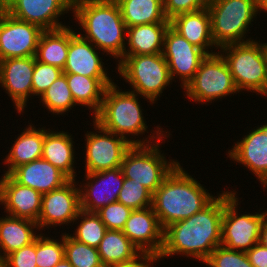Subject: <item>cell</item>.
I'll return each instance as SVG.
<instances>
[{
    "mask_svg": "<svg viewBox=\"0 0 267 267\" xmlns=\"http://www.w3.org/2000/svg\"><path fill=\"white\" fill-rule=\"evenodd\" d=\"M119 75L147 102L155 103L164 89L172 82L168 64L162 53L124 55L117 61Z\"/></svg>",
    "mask_w": 267,
    "mask_h": 267,
    "instance_id": "6",
    "label": "cell"
},
{
    "mask_svg": "<svg viewBox=\"0 0 267 267\" xmlns=\"http://www.w3.org/2000/svg\"><path fill=\"white\" fill-rule=\"evenodd\" d=\"M235 190L224 191V213L221 221V245L230 250L247 252L259 243L261 223L267 216L262 213L240 214ZM239 215V216H238Z\"/></svg>",
    "mask_w": 267,
    "mask_h": 267,
    "instance_id": "10",
    "label": "cell"
},
{
    "mask_svg": "<svg viewBox=\"0 0 267 267\" xmlns=\"http://www.w3.org/2000/svg\"><path fill=\"white\" fill-rule=\"evenodd\" d=\"M158 260H159L158 256L154 254L141 253L139 256H137L135 259L131 261L120 263L110 267H151L152 264Z\"/></svg>",
    "mask_w": 267,
    "mask_h": 267,
    "instance_id": "43",
    "label": "cell"
},
{
    "mask_svg": "<svg viewBox=\"0 0 267 267\" xmlns=\"http://www.w3.org/2000/svg\"><path fill=\"white\" fill-rule=\"evenodd\" d=\"M35 56L0 60V85L14 103L17 113L24 112L33 96L32 77Z\"/></svg>",
    "mask_w": 267,
    "mask_h": 267,
    "instance_id": "16",
    "label": "cell"
},
{
    "mask_svg": "<svg viewBox=\"0 0 267 267\" xmlns=\"http://www.w3.org/2000/svg\"><path fill=\"white\" fill-rule=\"evenodd\" d=\"M162 55L168 64L171 79L179 76L181 88L194 77L201 61L207 56L202 49L188 42L170 26L164 36Z\"/></svg>",
    "mask_w": 267,
    "mask_h": 267,
    "instance_id": "13",
    "label": "cell"
},
{
    "mask_svg": "<svg viewBox=\"0 0 267 267\" xmlns=\"http://www.w3.org/2000/svg\"><path fill=\"white\" fill-rule=\"evenodd\" d=\"M131 212L130 207L116 201L100 208L96 214L106 225L107 230H122Z\"/></svg>",
    "mask_w": 267,
    "mask_h": 267,
    "instance_id": "38",
    "label": "cell"
},
{
    "mask_svg": "<svg viewBox=\"0 0 267 267\" xmlns=\"http://www.w3.org/2000/svg\"><path fill=\"white\" fill-rule=\"evenodd\" d=\"M138 95V93L130 90H119L116 83L109 85L105 90L100 111L93 117L94 120L104 129L119 135L132 145H150L153 142L166 140L163 138H168L171 134L168 131L161 130L159 126H156L157 130H152V132H155L153 135H156L153 136L151 132L150 136H148L149 140L148 137H145V140L144 138L142 140L140 138L133 140L135 135H143L145 131L149 133L143 117V109H141L142 107L138 102ZM130 135L133 136L130 137L132 140L128 138Z\"/></svg>",
    "mask_w": 267,
    "mask_h": 267,
    "instance_id": "4",
    "label": "cell"
},
{
    "mask_svg": "<svg viewBox=\"0 0 267 267\" xmlns=\"http://www.w3.org/2000/svg\"><path fill=\"white\" fill-rule=\"evenodd\" d=\"M258 5H259V11L267 13V0H258Z\"/></svg>",
    "mask_w": 267,
    "mask_h": 267,
    "instance_id": "46",
    "label": "cell"
},
{
    "mask_svg": "<svg viewBox=\"0 0 267 267\" xmlns=\"http://www.w3.org/2000/svg\"><path fill=\"white\" fill-rule=\"evenodd\" d=\"M72 135L65 131L45 129L42 148V159L49 161L54 167L62 171L69 179L77 177L74 170V145Z\"/></svg>",
    "mask_w": 267,
    "mask_h": 267,
    "instance_id": "24",
    "label": "cell"
},
{
    "mask_svg": "<svg viewBox=\"0 0 267 267\" xmlns=\"http://www.w3.org/2000/svg\"><path fill=\"white\" fill-rule=\"evenodd\" d=\"M208 267H253L246 252L230 250L220 245L203 262Z\"/></svg>",
    "mask_w": 267,
    "mask_h": 267,
    "instance_id": "37",
    "label": "cell"
},
{
    "mask_svg": "<svg viewBox=\"0 0 267 267\" xmlns=\"http://www.w3.org/2000/svg\"><path fill=\"white\" fill-rule=\"evenodd\" d=\"M219 49L239 92L246 90L267 95V64L256 40L229 44Z\"/></svg>",
    "mask_w": 267,
    "mask_h": 267,
    "instance_id": "7",
    "label": "cell"
},
{
    "mask_svg": "<svg viewBox=\"0 0 267 267\" xmlns=\"http://www.w3.org/2000/svg\"><path fill=\"white\" fill-rule=\"evenodd\" d=\"M70 10L73 0H13L6 7L12 17L38 25L44 31L66 27L58 17Z\"/></svg>",
    "mask_w": 267,
    "mask_h": 267,
    "instance_id": "15",
    "label": "cell"
},
{
    "mask_svg": "<svg viewBox=\"0 0 267 267\" xmlns=\"http://www.w3.org/2000/svg\"><path fill=\"white\" fill-rule=\"evenodd\" d=\"M9 175L17 183L31 187L42 195L61 188L70 180L62 171L42 158L19 165Z\"/></svg>",
    "mask_w": 267,
    "mask_h": 267,
    "instance_id": "22",
    "label": "cell"
},
{
    "mask_svg": "<svg viewBox=\"0 0 267 267\" xmlns=\"http://www.w3.org/2000/svg\"><path fill=\"white\" fill-rule=\"evenodd\" d=\"M169 26L170 23H149L127 28L128 48L124 55L162 53L164 36Z\"/></svg>",
    "mask_w": 267,
    "mask_h": 267,
    "instance_id": "27",
    "label": "cell"
},
{
    "mask_svg": "<svg viewBox=\"0 0 267 267\" xmlns=\"http://www.w3.org/2000/svg\"><path fill=\"white\" fill-rule=\"evenodd\" d=\"M6 12V6L4 5V3L2 2V0H0V17Z\"/></svg>",
    "mask_w": 267,
    "mask_h": 267,
    "instance_id": "48",
    "label": "cell"
},
{
    "mask_svg": "<svg viewBox=\"0 0 267 267\" xmlns=\"http://www.w3.org/2000/svg\"><path fill=\"white\" fill-rule=\"evenodd\" d=\"M97 250L105 267L131 261L141 254L122 230H107Z\"/></svg>",
    "mask_w": 267,
    "mask_h": 267,
    "instance_id": "31",
    "label": "cell"
},
{
    "mask_svg": "<svg viewBox=\"0 0 267 267\" xmlns=\"http://www.w3.org/2000/svg\"><path fill=\"white\" fill-rule=\"evenodd\" d=\"M224 213V191L190 218L164 229L163 249L159 260L175 254L204 262L221 245V221Z\"/></svg>",
    "mask_w": 267,
    "mask_h": 267,
    "instance_id": "1",
    "label": "cell"
},
{
    "mask_svg": "<svg viewBox=\"0 0 267 267\" xmlns=\"http://www.w3.org/2000/svg\"><path fill=\"white\" fill-rule=\"evenodd\" d=\"M69 42L70 26L43 31L37 45L36 61L53 65L63 70L67 61Z\"/></svg>",
    "mask_w": 267,
    "mask_h": 267,
    "instance_id": "29",
    "label": "cell"
},
{
    "mask_svg": "<svg viewBox=\"0 0 267 267\" xmlns=\"http://www.w3.org/2000/svg\"><path fill=\"white\" fill-rule=\"evenodd\" d=\"M127 26L170 23L164 14L163 0H116Z\"/></svg>",
    "mask_w": 267,
    "mask_h": 267,
    "instance_id": "30",
    "label": "cell"
},
{
    "mask_svg": "<svg viewBox=\"0 0 267 267\" xmlns=\"http://www.w3.org/2000/svg\"><path fill=\"white\" fill-rule=\"evenodd\" d=\"M0 267H4V263L2 259H0Z\"/></svg>",
    "mask_w": 267,
    "mask_h": 267,
    "instance_id": "50",
    "label": "cell"
},
{
    "mask_svg": "<svg viewBox=\"0 0 267 267\" xmlns=\"http://www.w3.org/2000/svg\"><path fill=\"white\" fill-rule=\"evenodd\" d=\"M73 99L77 105L88 107L92 115L101 108L106 88L113 84L111 77H86L74 73H64Z\"/></svg>",
    "mask_w": 267,
    "mask_h": 267,
    "instance_id": "26",
    "label": "cell"
},
{
    "mask_svg": "<svg viewBox=\"0 0 267 267\" xmlns=\"http://www.w3.org/2000/svg\"><path fill=\"white\" fill-rule=\"evenodd\" d=\"M54 267H73L70 262L64 258L59 263H57Z\"/></svg>",
    "mask_w": 267,
    "mask_h": 267,
    "instance_id": "47",
    "label": "cell"
},
{
    "mask_svg": "<svg viewBox=\"0 0 267 267\" xmlns=\"http://www.w3.org/2000/svg\"><path fill=\"white\" fill-rule=\"evenodd\" d=\"M160 142L153 145H132L121 163L124 178L144 185L152 193L179 164L178 160H166L165 154H161L159 149Z\"/></svg>",
    "mask_w": 267,
    "mask_h": 267,
    "instance_id": "8",
    "label": "cell"
},
{
    "mask_svg": "<svg viewBox=\"0 0 267 267\" xmlns=\"http://www.w3.org/2000/svg\"><path fill=\"white\" fill-rule=\"evenodd\" d=\"M214 198L179 163L153 193L152 207L165 229L174 222L190 218Z\"/></svg>",
    "mask_w": 267,
    "mask_h": 267,
    "instance_id": "3",
    "label": "cell"
},
{
    "mask_svg": "<svg viewBox=\"0 0 267 267\" xmlns=\"http://www.w3.org/2000/svg\"><path fill=\"white\" fill-rule=\"evenodd\" d=\"M72 12L85 33L78 31L82 38L115 60L123 58L127 26L116 0H73Z\"/></svg>",
    "mask_w": 267,
    "mask_h": 267,
    "instance_id": "2",
    "label": "cell"
},
{
    "mask_svg": "<svg viewBox=\"0 0 267 267\" xmlns=\"http://www.w3.org/2000/svg\"><path fill=\"white\" fill-rule=\"evenodd\" d=\"M75 179H70L61 188L42 195L38 230L74 223L80 208V190Z\"/></svg>",
    "mask_w": 267,
    "mask_h": 267,
    "instance_id": "12",
    "label": "cell"
},
{
    "mask_svg": "<svg viewBox=\"0 0 267 267\" xmlns=\"http://www.w3.org/2000/svg\"><path fill=\"white\" fill-rule=\"evenodd\" d=\"M85 176V180L88 181L83 183V186L78 185L81 210L96 212L100 208L117 201L124 183L121 167L96 173H86Z\"/></svg>",
    "mask_w": 267,
    "mask_h": 267,
    "instance_id": "17",
    "label": "cell"
},
{
    "mask_svg": "<svg viewBox=\"0 0 267 267\" xmlns=\"http://www.w3.org/2000/svg\"><path fill=\"white\" fill-rule=\"evenodd\" d=\"M63 70L35 59L32 77L33 96L41 97L48 87L61 75Z\"/></svg>",
    "mask_w": 267,
    "mask_h": 267,
    "instance_id": "39",
    "label": "cell"
},
{
    "mask_svg": "<svg viewBox=\"0 0 267 267\" xmlns=\"http://www.w3.org/2000/svg\"><path fill=\"white\" fill-rule=\"evenodd\" d=\"M79 219L82 220L71 237L80 243L97 248L107 231L106 225L96 212L80 210L74 222Z\"/></svg>",
    "mask_w": 267,
    "mask_h": 267,
    "instance_id": "33",
    "label": "cell"
},
{
    "mask_svg": "<svg viewBox=\"0 0 267 267\" xmlns=\"http://www.w3.org/2000/svg\"><path fill=\"white\" fill-rule=\"evenodd\" d=\"M182 90H185L189 100L203 104L239 93L229 67L219 51L207 55L201 61L194 77Z\"/></svg>",
    "mask_w": 267,
    "mask_h": 267,
    "instance_id": "9",
    "label": "cell"
},
{
    "mask_svg": "<svg viewBox=\"0 0 267 267\" xmlns=\"http://www.w3.org/2000/svg\"><path fill=\"white\" fill-rule=\"evenodd\" d=\"M92 120L93 128L95 131H99L94 133L87 131L84 135L86 136L85 173H96L121 167L123 158L132 144L119 135L104 129L94 119Z\"/></svg>",
    "mask_w": 267,
    "mask_h": 267,
    "instance_id": "11",
    "label": "cell"
},
{
    "mask_svg": "<svg viewBox=\"0 0 267 267\" xmlns=\"http://www.w3.org/2000/svg\"><path fill=\"white\" fill-rule=\"evenodd\" d=\"M42 30L5 12L0 17V60L35 56Z\"/></svg>",
    "mask_w": 267,
    "mask_h": 267,
    "instance_id": "14",
    "label": "cell"
},
{
    "mask_svg": "<svg viewBox=\"0 0 267 267\" xmlns=\"http://www.w3.org/2000/svg\"><path fill=\"white\" fill-rule=\"evenodd\" d=\"M122 232L141 253L160 255L164 244V229L152 206L132 210Z\"/></svg>",
    "mask_w": 267,
    "mask_h": 267,
    "instance_id": "18",
    "label": "cell"
},
{
    "mask_svg": "<svg viewBox=\"0 0 267 267\" xmlns=\"http://www.w3.org/2000/svg\"><path fill=\"white\" fill-rule=\"evenodd\" d=\"M228 150L230 160L247 167L267 188V123L258 126Z\"/></svg>",
    "mask_w": 267,
    "mask_h": 267,
    "instance_id": "19",
    "label": "cell"
},
{
    "mask_svg": "<svg viewBox=\"0 0 267 267\" xmlns=\"http://www.w3.org/2000/svg\"><path fill=\"white\" fill-rule=\"evenodd\" d=\"M170 27L184 37L188 42L202 49L207 55L216 53L213 50L208 51L211 47H215L211 31V20L208 8L183 13L173 17Z\"/></svg>",
    "mask_w": 267,
    "mask_h": 267,
    "instance_id": "23",
    "label": "cell"
},
{
    "mask_svg": "<svg viewBox=\"0 0 267 267\" xmlns=\"http://www.w3.org/2000/svg\"><path fill=\"white\" fill-rule=\"evenodd\" d=\"M3 263L4 267H37L36 239L31 244L7 255Z\"/></svg>",
    "mask_w": 267,
    "mask_h": 267,
    "instance_id": "41",
    "label": "cell"
},
{
    "mask_svg": "<svg viewBox=\"0 0 267 267\" xmlns=\"http://www.w3.org/2000/svg\"><path fill=\"white\" fill-rule=\"evenodd\" d=\"M117 201L132 210L143 209L152 206L153 193L144 185L131 182L129 178H124Z\"/></svg>",
    "mask_w": 267,
    "mask_h": 267,
    "instance_id": "36",
    "label": "cell"
},
{
    "mask_svg": "<svg viewBox=\"0 0 267 267\" xmlns=\"http://www.w3.org/2000/svg\"><path fill=\"white\" fill-rule=\"evenodd\" d=\"M208 12L213 42L217 48L253 40L246 38L245 34L260 14L258 0H211Z\"/></svg>",
    "mask_w": 267,
    "mask_h": 267,
    "instance_id": "5",
    "label": "cell"
},
{
    "mask_svg": "<svg viewBox=\"0 0 267 267\" xmlns=\"http://www.w3.org/2000/svg\"><path fill=\"white\" fill-rule=\"evenodd\" d=\"M65 258L73 267H105L97 248L80 243L64 233Z\"/></svg>",
    "mask_w": 267,
    "mask_h": 267,
    "instance_id": "34",
    "label": "cell"
},
{
    "mask_svg": "<svg viewBox=\"0 0 267 267\" xmlns=\"http://www.w3.org/2000/svg\"><path fill=\"white\" fill-rule=\"evenodd\" d=\"M13 0H2L4 5L7 7Z\"/></svg>",
    "mask_w": 267,
    "mask_h": 267,
    "instance_id": "49",
    "label": "cell"
},
{
    "mask_svg": "<svg viewBox=\"0 0 267 267\" xmlns=\"http://www.w3.org/2000/svg\"><path fill=\"white\" fill-rule=\"evenodd\" d=\"M97 49L90 41L82 38L70 28V42L63 73H74L86 77H109L107 68Z\"/></svg>",
    "mask_w": 267,
    "mask_h": 267,
    "instance_id": "21",
    "label": "cell"
},
{
    "mask_svg": "<svg viewBox=\"0 0 267 267\" xmlns=\"http://www.w3.org/2000/svg\"><path fill=\"white\" fill-rule=\"evenodd\" d=\"M36 237V265L37 267H54L65 258L64 233L60 240L43 236Z\"/></svg>",
    "mask_w": 267,
    "mask_h": 267,
    "instance_id": "35",
    "label": "cell"
},
{
    "mask_svg": "<svg viewBox=\"0 0 267 267\" xmlns=\"http://www.w3.org/2000/svg\"><path fill=\"white\" fill-rule=\"evenodd\" d=\"M37 222L6 214L0 217V259L35 241ZM3 252V253H1ZM3 254V255H2Z\"/></svg>",
    "mask_w": 267,
    "mask_h": 267,
    "instance_id": "25",
    "label": "cell"
},
{
    "mask_svg": "<svg viewBox=\"0 0 267 267\" xmlns=\"http://www.w3.org/2000/svg\"><path fill=\"white\" fill-rule=\"evenodd\" d=\"M257 42H259L262 54H263L265 62L267 64V43H264V42L260 43V41H257Z\"/></svg>",
    "mask_w": 267,
    "mask_h": 267,
    "instance_id": "45",
    "label": "cell"
},
{
    "mask_svg": "<svg viewBox=\"0 0 267 267\" xmlns=\"http://www.w3.org/2000/svg\"><path fill=\"white\" fill-rule=\"evenodd\" d=\"M40 98V102L53 115H63V113L72 110L77 105L73 99L64 73L48 87Z\"/></svg>",
    "mask_w": 267,
    "mask_h": 267,
    "instance_id": "32",
    "label": "cell"
},
{
    "mask_svg": "<svg viewBox=\"0 0 267 267\" xmlns=\"http://www.w3.org/2000/svg\"><path fill=\"white\" fill-rule=\"evenodd\" d=\"M259 244L267 248V216L261 223L260 233H259Z\"/></svg>",
    "mask_w": 267,
    "mask_h": 267,
    "instance_id": "44",
    "label": "cell"
},
{
    "mask_svg": "<svg viewBox=\"0 0 267 267\" xmlns=\"http://www.w3.org/2000/svg\"><path fill=\"white\" fill-rule=\"evenodd\" d=\"M42 194L31 187L17 183L9 174L0 179V204L7 215L38 221Z\"/></svg>",
    "mask_w": 267,
    "mask_h": 267,
    "instance_id": "20",
    "label": "cell"
},
{
    "mask_svg": "<svg viewBox=\"0 0 267 267\" xmlns=\"http://www.w3.org/2000/svg\"><path fill=\"white\" fill-rule=\"evenodd\" d=\"M21 134L18 135L6 158L5 165L8 166L5 174H9L19 165L30 163L41 159L42 148L45 137V127L37 128L29 123Z\"/></svg>",
    "mask_w": 267,
    "mask_h": 267,
    "instance_id": "28",
    "label": "cell"
},
{
    "mask_svg": "<svg viewBox=\"0 0 267 267\" xmlns=\"http://www.w3.org/2000/svg\"><path fill=\"white\" fill-rule=\"evenodd\" d=\"M164 14L168 20L183 14L208 8L210 0H163Z\"/></svg>",
    "mask_w": 267,
    "mask_h": 267,
    "instance_id": "40",
    "label": "cell"
},
{
    "mask_svg": "<svg viewBox=\"0 0 267 267\" xmlns=\"http://www.w3.org/2000/svg\"><path fill=\"white\" fill-rule=\"evenodd\" d=\"M253 267H267V248L257 243L246 252Z\"/></svg>",
    "mask_w": 267,
    "mask_h": 267,
    "instance_id": "42",
    "label": "cell"
}]
</instances>
